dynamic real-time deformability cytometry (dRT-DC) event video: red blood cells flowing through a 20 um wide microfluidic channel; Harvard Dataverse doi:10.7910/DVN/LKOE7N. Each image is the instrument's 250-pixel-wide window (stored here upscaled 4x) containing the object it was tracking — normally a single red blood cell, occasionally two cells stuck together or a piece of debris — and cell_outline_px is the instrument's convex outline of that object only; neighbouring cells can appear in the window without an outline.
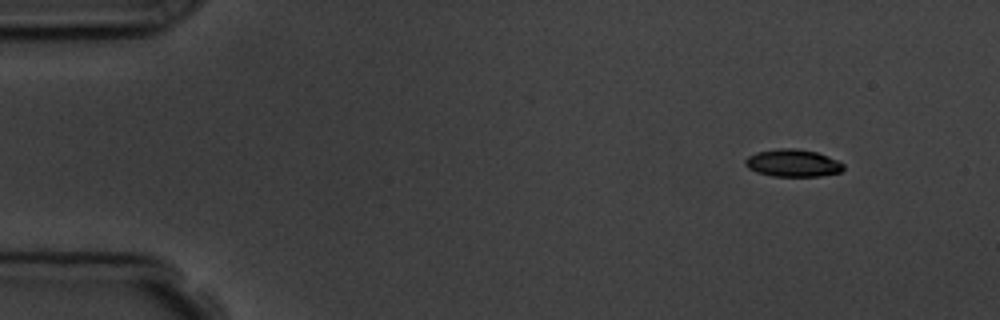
{"species": "common noctule bat (a hibernating species)", "species_latin": "Nyctalus noctula", "temperature_condition": "room temperature", "stored_images_in_passage": 4, "camera_frame_rate_fps": 3000, "um_per_image_px": 0.085, "animal": {"sex": "male", "body_mass_g": 19.5, "forearm_length_mm": 54.6}, "frame": {"image": 1, "passage_image": 1, "time_ms": 0.0, "image_size_px": [1000, 320], "cell_outline_px": [[844, 168], [840, 172], [820, 176], [772, 176], [756, 172], [748, 168], [744, 164], [744, 160], [748, 156], [756, 152], [780, 148], [796, 148], [816, 152], [828, 156], [844, 164]], "centroid_in_image_um": [67.36, 13.86], "position_along_channel_um": 17.6, "area_um2": 15.72}}
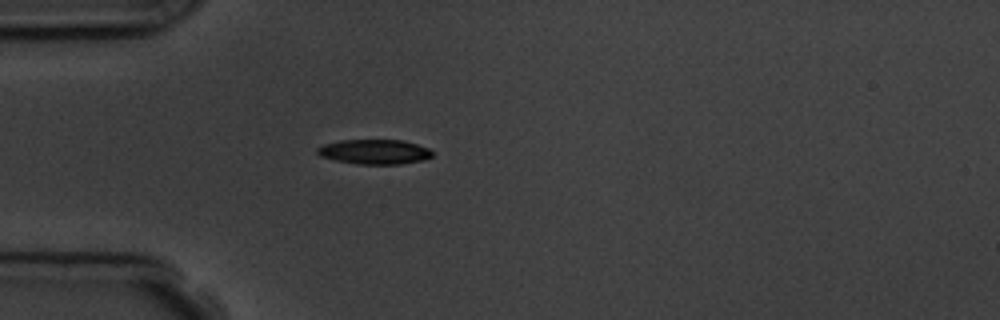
{"frame": {"image": 2, "passage_image": 4, "time_ms": 3.333, "image_size_px": [1000, 320], "cell_outline_px": [[432, 156], [424, 160], [400, 164], [360, 164], [336, 160], [320, 156], [316, 152], [316, 148], [324, 144], [340, 140], [404, 140], [428, 148], [432, 152]], "centroid_in_image_um": [31.82, 12.9], "position_along_channel_um": 53.2, "area_um2": 16.53}}